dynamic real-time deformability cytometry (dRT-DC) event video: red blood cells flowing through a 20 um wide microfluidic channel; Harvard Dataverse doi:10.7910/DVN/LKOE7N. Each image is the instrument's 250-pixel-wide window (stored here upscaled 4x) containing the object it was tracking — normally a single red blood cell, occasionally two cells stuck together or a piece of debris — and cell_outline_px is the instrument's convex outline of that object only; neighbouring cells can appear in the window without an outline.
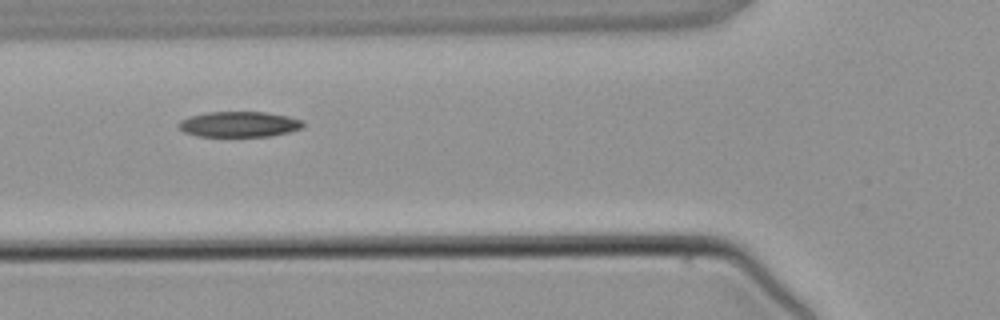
{"species": "common noctule bat (a hibernating species)", "species_latin": "Nyctalus noctula", "temperature_condition": "warm", "stored_images_in_passage": 5, "camera_frame_rate_fps": 3000, "um_per_image_px": 0.085, "animal": {"sex": "male", "body_mass_g": 21.5, "forearm_length_mm": 52.0}, "frame": {"image": 1, "passage_image": 4, "time_ms": 3.667, "image_size_px": [1000, 320], "cell_outline_px": [[304, 124], [300, 128], [288, 132], [272, 136], [196, 136], [184, 132], [176, 124], [180, 120], [188, 116], [208, 112], [264, 112], [288, 116], [304, 120]], "centroid_in_image_um": [20.3, 10.56], "position_along_channel_um": 105.5, "area_um2": 18.55}}
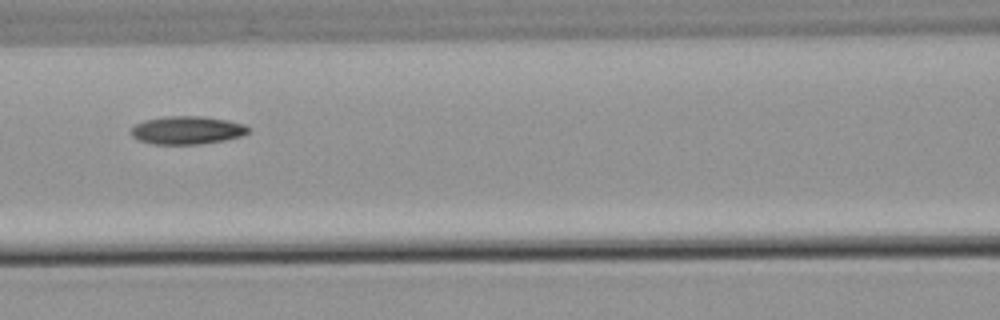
{"frame": {"image": 2, "passage_image": 5, "time_ms": 4.667, "image_size_px": [1000, 320], "cell_outline_px": [[248, 132], [240, 136], [224, 140], [200, 144], [152, 144], [140, 140], [132, 136], [128, 132], [136, 124], [144, 120], [164, 116], [200, 116], [224, 120], [244, 124], [248, 128]], "centroid_in_image_um": [15.84, 11.07], "position_along_channel_um": 150.8, "area_um2": 19.02}}